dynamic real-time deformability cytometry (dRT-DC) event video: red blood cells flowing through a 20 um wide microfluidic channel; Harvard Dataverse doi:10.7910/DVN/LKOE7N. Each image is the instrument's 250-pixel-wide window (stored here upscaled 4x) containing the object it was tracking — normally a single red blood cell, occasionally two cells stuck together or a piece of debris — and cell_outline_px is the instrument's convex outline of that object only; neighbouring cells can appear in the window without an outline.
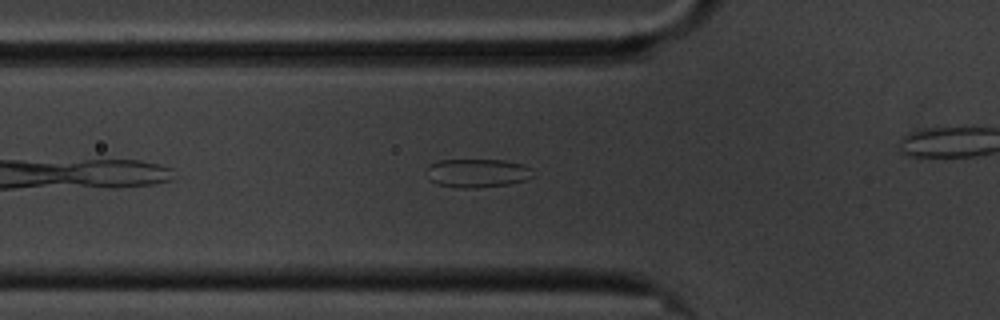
{"species": "common noctule bat (a hibernating species)", "species_latin": "Nyctalus noctula", "temperature_condition": "cold", "stored_images_in_passage": 34, "camera_frame_rate_fps": 3000, "um_per_image_px": 0.085, "animal": {"sex": "male", "body_mass_g": 20.1, "forearm_length_mm": 53.5}, "frame": {"image": 1, "passage_image": 6, "time_ms": 1.667, "image_size_px": [1000, 320], "cell_outline_px": [[536, 176], [528, 180], [508, 184], [476, 188], [460, 188], [436, 184], [432, 180], [428, 168], [428, 164], [440, 160], [504, 160], [524, 164], [532, 168]], "centroid_in_image_um": [40.68, 14.71], "position_along_channel_um": 85.1, "area_um2": 17.86}}
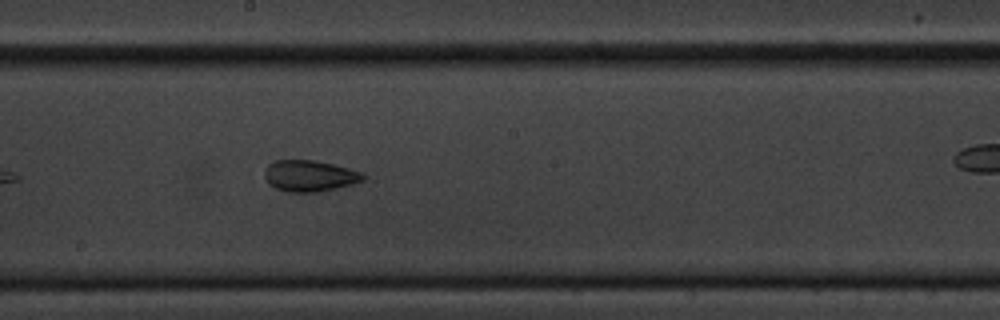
{"frame": {"image": 2, "passage_image": 18, "time_ms": 5.667, "image_size_px": [1000, 320], "cell_outline_px": [[364, 180], [352, 184], [316, 192], [288, 192], [276, 188], [268, 184], [264, 176], [264, 172], [268, 164], [276, 160], [316, 160], [364, 172]], "centroid_in_image_um": [26.3, 14.94], "position_along_channel_um": 221.9, "area_um2": 17.92}}
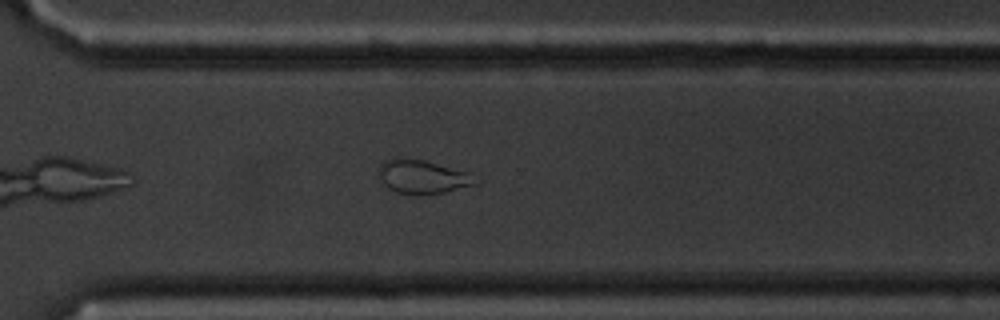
{"frame": {"image": 3, "passage_image": 28, "time_ms": 9.0, "image_size_px": [1000, 320], "cell_outline_px": [[480, 184], [444, 192], [424, 196], [416, 196], [396, 192], [380, 184], [376, 172], [376, 168], [384, 160], [392, 156], [396, 156], [424, 160], [468, 172], [480, 180]], "centroid_in_image_um": [35.84, 15.03], "position_along_channel_um": 334.8, "area_um2": 20.06}}